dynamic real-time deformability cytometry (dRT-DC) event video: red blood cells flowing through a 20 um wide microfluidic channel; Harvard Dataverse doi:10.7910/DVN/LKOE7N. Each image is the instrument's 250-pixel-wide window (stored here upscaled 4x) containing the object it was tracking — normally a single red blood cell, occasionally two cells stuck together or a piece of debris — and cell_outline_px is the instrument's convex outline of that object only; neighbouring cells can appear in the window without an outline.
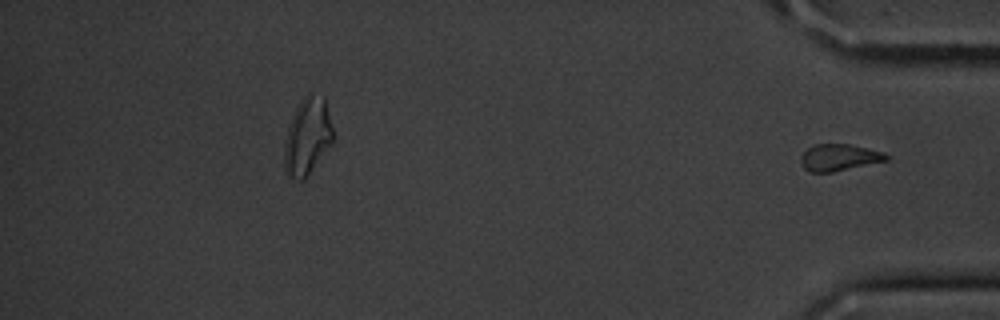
{"species": "common noctule bat (a hibernating species)", "species_latin": "Nyctalus noctula", "temperature_condition": "cold", "stored_images_in_passage": 35, "segment_of_instrument_passage": [2, 2], "camera_frame_rate_fps": 3000, "um_per_image_px": 0.085, "animal": {"sex": "male", "body_mass_g": 20.1, "forearm_length_mm": 53.5}, "frame": {"image": 1, "passage_image": 35, "time_ms": 11.333, "image_size_px": [1000, 320], "cell_outline_px": [[888, 160], [832, 172], [808, 172], [804, 168], [800, 160], [800, 156], [808, 148], [816, 144], [848, 144], [884, 152], [888, 156]], "centroid_in_image_um": [71.3, 13.39], "position_along_channel_um": 363.9, "area_um2": 13.18}}